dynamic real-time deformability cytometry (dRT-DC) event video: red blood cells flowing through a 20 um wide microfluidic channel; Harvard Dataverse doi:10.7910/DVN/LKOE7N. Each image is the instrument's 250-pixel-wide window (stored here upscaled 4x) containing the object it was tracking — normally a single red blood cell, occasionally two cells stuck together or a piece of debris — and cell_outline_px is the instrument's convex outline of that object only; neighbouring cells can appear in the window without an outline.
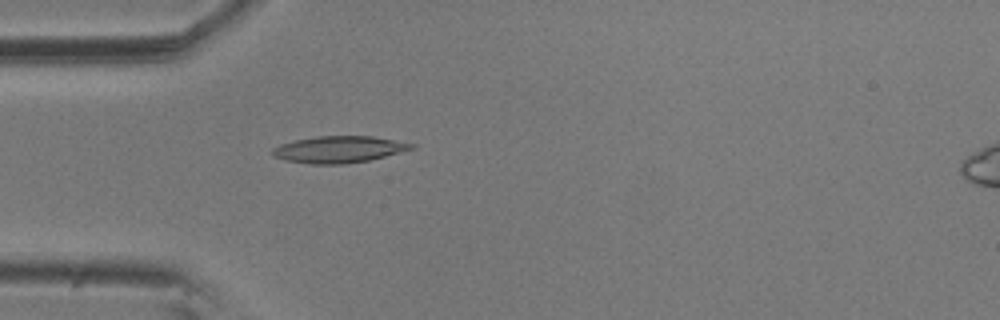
{"species": "common noctule bat (a hibernating species)", "species_latin": "Nyctalus noctula", "temperature_condition": "room temperature", "stored_images_in_passage": 5, "camera_frame_rate_fps": 3000, "um_per_image_px": 0.085, "animal": {"sex": "male", "body_mass_g": 20.5, "forearm_length_mm": 52.5}, "frame": {"image": 1, "passage_image": 5, "time_ms": 1.333, "image_size_px": [1000, 320], "cell_outline_px": [[416, 148], [368, 160], [344, 164], [308, 164], [284, 160], [272, 156], [272, 148], [280, 144], [296, 140], [316, 136], [372, 136], [416, 144]], "centroid_in_image_um": [28.78, 12.7], "position_along_channel_um": 56.2, "area_um2": 21.62}}